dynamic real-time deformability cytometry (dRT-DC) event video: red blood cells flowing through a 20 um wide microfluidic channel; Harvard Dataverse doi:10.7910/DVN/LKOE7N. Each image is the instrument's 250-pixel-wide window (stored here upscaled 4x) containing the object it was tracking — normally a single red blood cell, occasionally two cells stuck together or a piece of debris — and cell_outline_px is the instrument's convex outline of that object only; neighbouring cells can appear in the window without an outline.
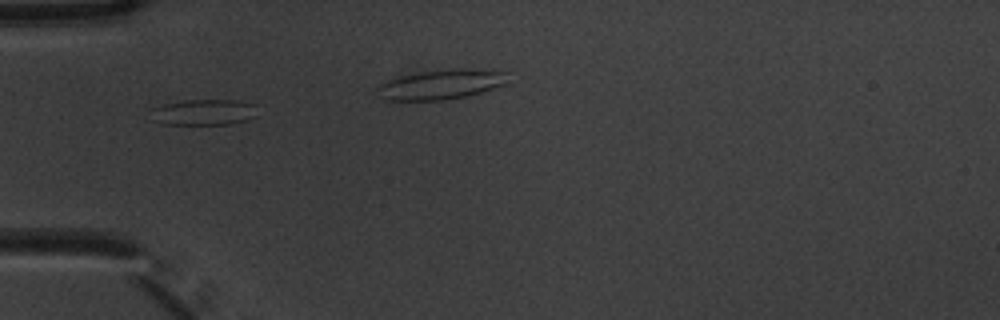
{"species": "common noctule bat (a hibernating species)", "species_latin": "Nyctalus noctula", "temperature_condition": "warm", "stored_images_in_passage": 6, "camera_frame_rate_fps": 3000, "um_per_image_px": 0.085, "animal": {"sex": "male", "body_mass_g": 20.1, "forearm_length_mm": 53.5}, "frame": {"image": 1, "passage_image": 1, "time_ms": 0.0, "image_size_px": [1000, 320], "cell_outline_px": [[256, 116], [248, 120], [228, 124], [160, 124], [152, 120], [152, 108], [164, 104], [184, 100], [236, 100], [252, 104]], "centroid_in_image_um": [17.27, 9.54], "position_along_channel_um": 67.7, "area_um2": 15.95}}
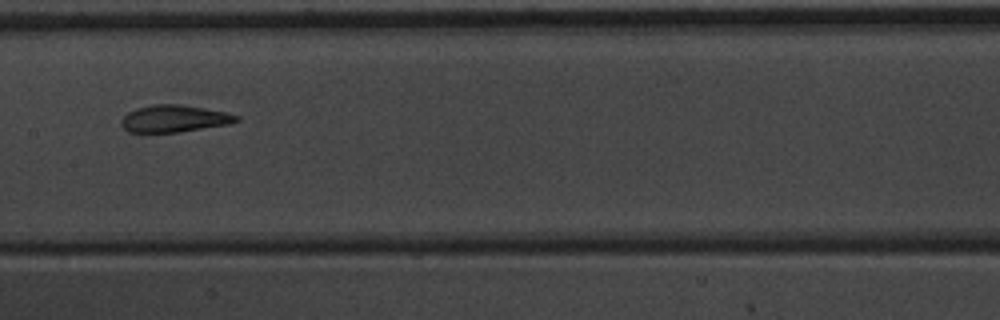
{"frame": {"image": 2, "passage_image": 4, "time_ms": 1.0, "image_size_px": [1000, 320], "cell_outline_px": [[240, 120], [232, 124], [180, 132], [128, 132], [120, 124], [120, 120], [128, 112], [136, 108], [152, 104], [180, 104], [228, 112], [240, 116]], "centroid_in_image_um": [14.85, 10.08], "position_along_channel_um": 192.6, "area_um2": 18.44}}
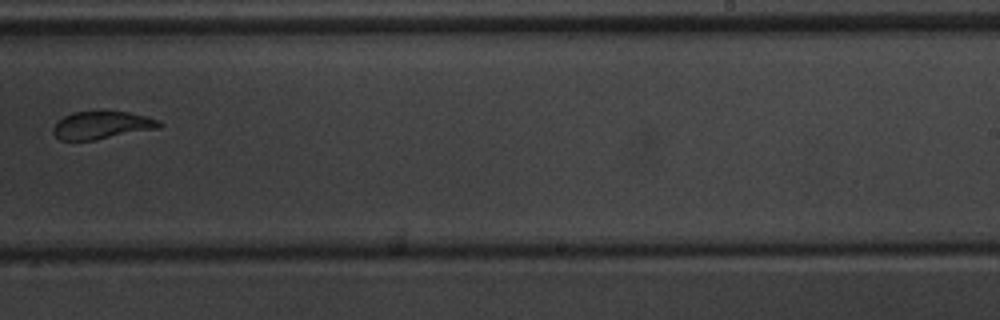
{"frame": {"image": 3, "passage_image": 6, "time_ms": 1.667, "image_size_px": [1000, 320], "cell_outline_px": [[164, 124], [160, 128], [96, 140], [60, 140], [52, 132], [52, 128], [56, 120], [72, 112], [128, 112], [148, 116], [160, 120]], "centroid_in_image_um": [8.67, 10.64], "position_along_channel_um": 280.3, "area_um2": 17.34}}